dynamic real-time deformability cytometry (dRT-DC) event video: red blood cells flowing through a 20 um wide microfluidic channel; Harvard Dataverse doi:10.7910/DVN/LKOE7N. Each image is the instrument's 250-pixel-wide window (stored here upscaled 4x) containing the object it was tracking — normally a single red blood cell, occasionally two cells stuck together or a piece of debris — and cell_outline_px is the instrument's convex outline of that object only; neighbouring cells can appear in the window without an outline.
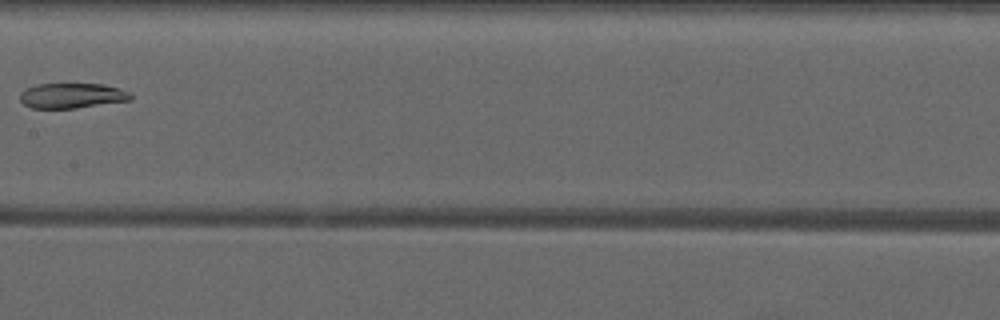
{"species": "common noctule bat (a hibernating species)", "species_latin": "Nyctalus noctula", "temperature_condition": "warm", "stored_images_in_passage": 5, "camera_frame_rate_fps": 3000, "um_per_image_px": 0.085, "animal": {"sex": "male", "forearm_length_mm": 52.5}, "frame": {"image": 1, "passage_image": 5, "time_ms": 5.0, "image_size_px": [1000, 320], "cell_outline_px": [[132, 100], [76, 108], [32, 108], [24, 104], [20, 100], [20, 92], [36, 84], [104, 84], [120, 88], [132, 92]], "centroid_in_image_um": [6.16, 8.13], "position_along_channel_um": 201.2, "area_um2": 16.3}}